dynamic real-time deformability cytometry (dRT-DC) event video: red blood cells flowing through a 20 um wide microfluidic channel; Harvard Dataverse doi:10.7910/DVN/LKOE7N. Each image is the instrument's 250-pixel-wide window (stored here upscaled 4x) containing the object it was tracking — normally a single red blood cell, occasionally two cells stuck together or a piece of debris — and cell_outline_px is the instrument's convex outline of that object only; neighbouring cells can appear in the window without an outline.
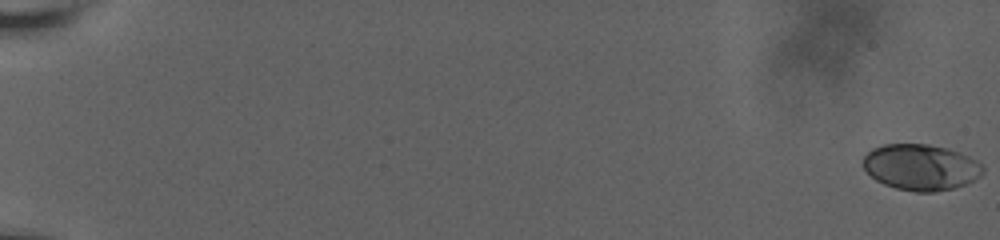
{"species": "human", "species_latin": "Homo sapiens", "temperature_condition": "room temperature", "stored_images_in_passage": 96, "camera_frame_rate_fps": 3000, "um_per_image_px": 0.085, "donor": {"sex": "male"}, "frame": {"image": 1, "passage_image": 1, "time_ms": 0.0, "image_size_px": [1000, 240], "cell_outline_px": [[984, 172], [980, 176], [964, 184], [952, 188], [932, 192], [916, 192], [896, 188], [884, 184], [876, 180], [864, 168], [864, 156], [872, 148], [884, 144], [928, 144], [948, 148], [960, 152], [976, 160], [984, 168]], "centroid_in_image_um": [78.27, 14.2], "position_along_channel_um": 6.7, "area_um2": 31.96}}
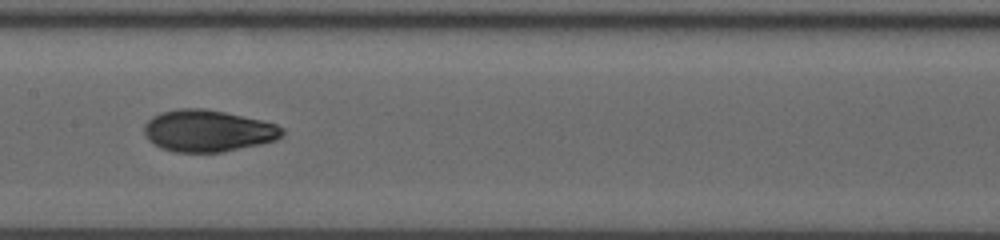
{"frame": {"image": 2, "passage_image": 51, "time_ms": 11.333, "image_size_px": [1000, 240], "cell_outline_px": [[284, 132], [276, 140], [220, 152], [176, 152], [160, 148], [148, 140], [144, 132], [144, 124], [152, 116], [160, 112], [180, 108], [204, 108], [224, 112], [260, 120], [276, 124], [284, 128]], "centroid_in_image_um": [17.62, 11.11], "position_along_channel_um": 189.8, "area_um2": 33.41}}
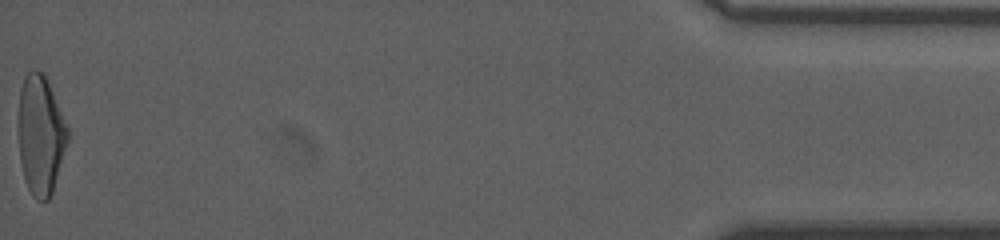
{"frame": {"image": 3, "passage_image": 95, "time_ms": 20.333, "image_size_px": [1000, 240], "cell_outline_px": [[68, 140], [52, 192], [48, 200], [36, 200], [32, 196], [24, 180], [20, 160], [20, 88], [24, 76], [32, 68], [36, 68], [44, 72], [48, 80], [68, 128]], "centroid_in_image_um": [3.46, 11.44], "position_along_channel_um": 431.7, "area_um2": 33.93}, "authors_computed_cell_mechanics": {"area_um2": 32.4547, "velocity_mm_per_s": 3.6504, "shape_relaxation_time_tau1_ms": 7.863, "shape_relaxation_time_tau2_ms": 1.177, "deformation_change_tau1": 0.2264, "deformation_change_tau2": 0.0612}}